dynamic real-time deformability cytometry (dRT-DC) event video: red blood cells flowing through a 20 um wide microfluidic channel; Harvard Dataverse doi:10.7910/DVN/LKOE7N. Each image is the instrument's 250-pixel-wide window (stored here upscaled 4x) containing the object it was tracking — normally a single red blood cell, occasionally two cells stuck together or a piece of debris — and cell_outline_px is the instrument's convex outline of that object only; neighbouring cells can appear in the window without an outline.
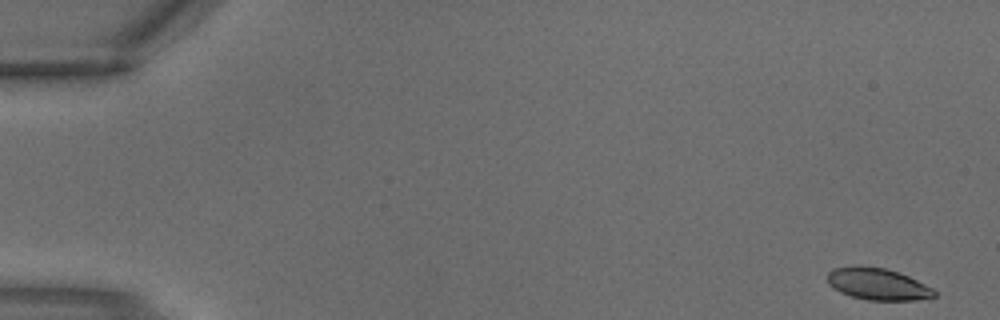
{"species": "common noctule bat (a hibernating species)", "species_latin": "Nyctalus noctula", "temperature_condition": "warm", "stored_images_in_passage": 4, "camera_frame_rate_fps": 3000, "um_per_image_px": 0.085, "animal": {"sex": "male", "body_mass_g": 18.8}, "frame": {"image": 1, "passage_image": 1, "time_ms": 0.0, "image_size_px": [1000, 320], "cell_outline_px": [[936, 296], [916, 300], [868, 300], [852, 296], [840, 292], [832, 288], [828, 284], [828, 272], [832, 268], [856, 264], [860, 264], [884, 268], [908, 276], [932, 288], [936, 292]], "centroid_in_image_um": [74.55, 24.12], "position_along_channel_um": 10.5, "area_um2": 19.94}}
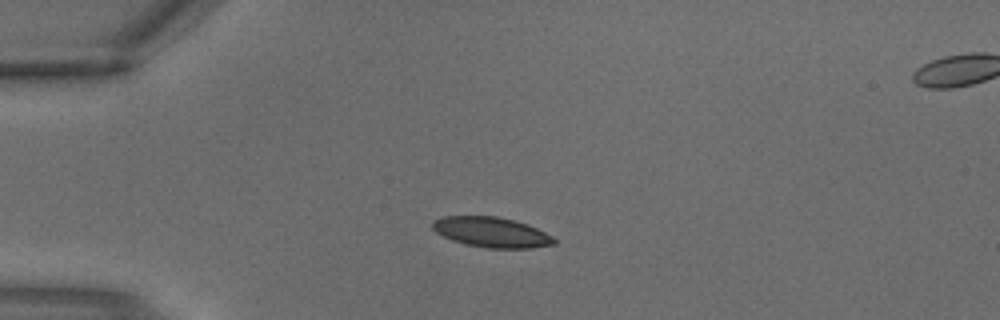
{"frame": {"image": 2, "passage_image": 3, "time_ms": 0.667, "image_size_px": [1000, 320], "cell_outline_px": [[556, 244], [532, 248], [488, 248], [468, 244], [452, 240], [436, 232], [432, 228], [432, 220], [444, 216], [496, 216], [516, 220], [528, 224], [552, 236], [556, 240]], "centroid_in_image_um": [41.79, 19.73], "position_along_channel_um": 43.2, "area_um2": 21.39}}